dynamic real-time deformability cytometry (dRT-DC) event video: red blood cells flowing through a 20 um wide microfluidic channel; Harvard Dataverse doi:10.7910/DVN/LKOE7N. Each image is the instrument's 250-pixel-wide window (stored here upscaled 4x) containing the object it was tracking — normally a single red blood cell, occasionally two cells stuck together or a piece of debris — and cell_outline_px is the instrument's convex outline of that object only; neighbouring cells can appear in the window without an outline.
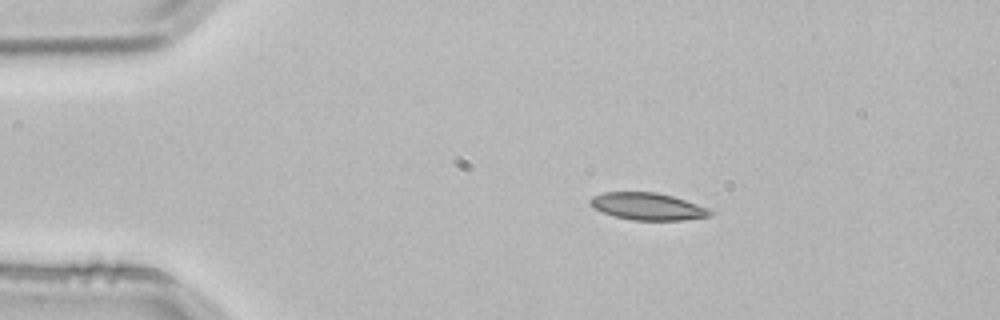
{"species": "common noctule bat (a hibernating species)", "species_latin": "Nyctalus noctula", "temperature_condition": "room temperature", "stored_images_in_passage": 3, "segment_of_instrument_passage": [1, 2], "camera_frame_rate_fps": 3000, "um_per_image_px": 0.085, "animal": {"sex": "male", "body_mass_g": 21.5, "forearm_length_mm": 52.0}, "frame": {"image": 1, "passage_image": 1, "time_ms": 0.0, "image_size_px": [1000, 320], "cell_outline_px": [[716, 212], [712, 216], [684, 220], [632, 220], [616, 216], [604, 212], [588, 204], [588, 200], [592, 196], [604, 192], [656, 192], [672, 196], [708, 208]], "centroid_in_image_um": [55.08, 17.54], "position_along_channel_um": 29.9, "area_um2": 18.96}}